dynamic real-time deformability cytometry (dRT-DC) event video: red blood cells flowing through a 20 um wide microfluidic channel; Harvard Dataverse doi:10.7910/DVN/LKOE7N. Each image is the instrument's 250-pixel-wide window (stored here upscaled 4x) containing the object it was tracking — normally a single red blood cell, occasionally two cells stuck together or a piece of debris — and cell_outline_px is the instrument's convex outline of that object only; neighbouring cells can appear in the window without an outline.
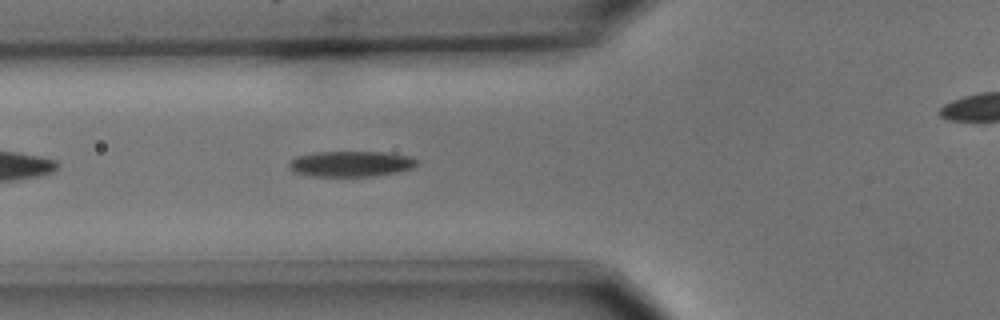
{"species": "common noctule bat (a hibernating species)", "species_latin": "Nyctalus noctula", "temperature_condition": "cold", "stored_images_in_passage": 41, "camera_frame_rate_fps": 3000, "um_per_image_px": 0.085, "animal": {"sex": "male", "body_mass_g": 15.6}, "frame": {"image": 1, "passage_image": 6, "time_ms": 1.667, "image_size_px": [1000, 320], "cell_outline_px": [[420, 160], [412, 168], [396, 172], [372, 176], [312, 176], [292, 172], [288, 168], [288, 164], [296, 156], [316, 152], [388, 152], [412, 156]], "centroid_in_image_um": [29.83, 13.92], "position_along_channel_um": 96.0, "area_um2": 19.25}}
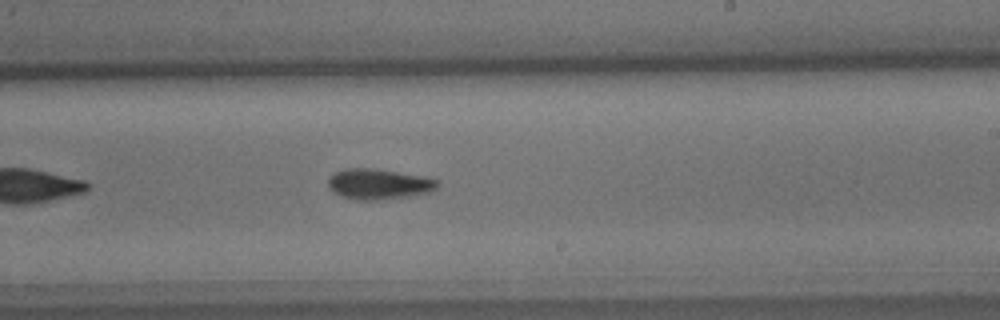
{"frame": {"image": 2, "passage_image": 19, "time_ms": 6.0, "image_size_px": [1000, 320], "cell_outline_px": [[440, 184], [436, 188], [428, 192], [412, 196], [380, 200], [356, 200], [340, 196], [332, 192], [328, 188], [328, 176], [344, 168], [376, 168], [420, 176], [440, 180]], "centroid_in_image_um": [32.15, 15.65], "position_along_channel_um": 256.8, "area_um2": 19.71}}
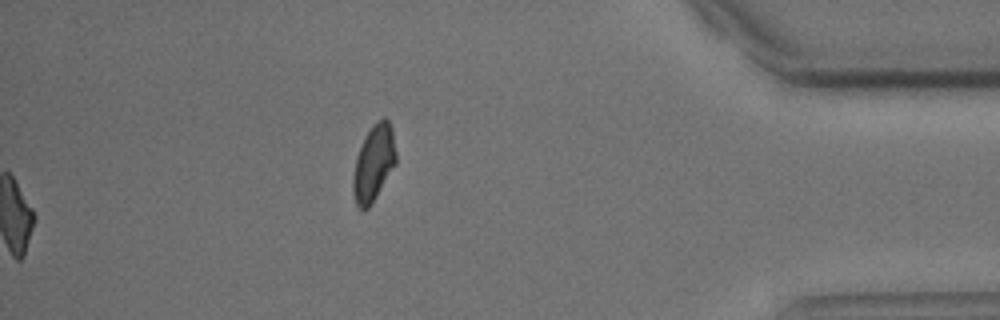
{"frame": {"image": 3, "passage_image": 41, "time_ms": 13.333, "image_size_px": [1000, 320], "cell_outline_px": [[396, 164], [372, 204], [368, 208], [360, 208], [356, 204], [352, 192], [352, 176], [356, 156], [364, 136], [384, 116], [388, 120], [392, 128], [396, 152]], "centroid_in_image_um": [31.75, 13.89], "position_along_channel_um": 403.4, "area_um2": 19.07}, "authors_computed_cell_mechanics": {"area_um2": 18.8428, "velocity_mm_per_s": 3.702, "shape_relaxation_time_tau1_ms": 2.6714, "shape_relaxation_time_tau2_ms": null, "deformation_change_tau1": 0.1227, "deformation_change_tau2": null}}